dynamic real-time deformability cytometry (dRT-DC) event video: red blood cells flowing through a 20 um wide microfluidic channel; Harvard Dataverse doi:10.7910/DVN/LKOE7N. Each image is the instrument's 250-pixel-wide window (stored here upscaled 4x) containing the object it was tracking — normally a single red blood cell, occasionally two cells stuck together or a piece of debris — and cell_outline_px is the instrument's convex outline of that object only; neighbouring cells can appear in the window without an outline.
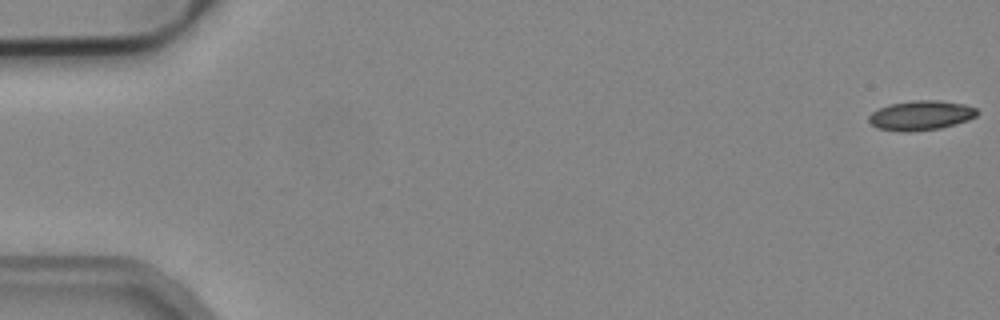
{"species": "common noctule bat (a hibernating species)", "species_latin": "Nyctalus noctula", "temperature_condition": "cold", "stored_images_in_passage": 22, "camera_frame_rate_fps": 3000, "um_per_image_px": 0.085, "animal": {"sex": "male", "body_mass_g": 19.2, "forearm_length_mm": 51.8}, "frame": {"image": 1, "passage_image": 1, "time_ms": 0.0, "image_size_px": [1000, 320], "cell_outline_px": [[980, 112], [976, 116], [968, 120], [956, 124], [940, 128], [912, 132], [900, 132], [876, 128], [868, 120], [868, 116], [872, 112], [880, 108], [892, 104], [912, 100], [940, 100], [964, 104], [976, 108]], "centroid_in_image_um": [78.29, 9.82], "position_along_channel_um": 6.7, "area_um2": 18.84}}